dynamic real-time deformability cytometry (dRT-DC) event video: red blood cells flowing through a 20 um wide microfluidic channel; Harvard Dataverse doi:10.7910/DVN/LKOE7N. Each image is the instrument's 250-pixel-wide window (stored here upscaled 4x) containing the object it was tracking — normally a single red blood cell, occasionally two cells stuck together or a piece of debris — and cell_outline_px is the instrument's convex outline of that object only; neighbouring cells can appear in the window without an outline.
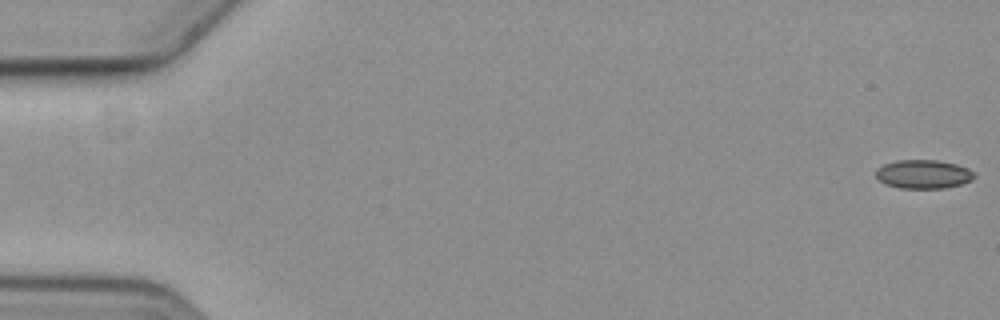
{"species": "common noctule bat (a hibernating species)", "species_latin": "Nyctalus noctula", "temperature_condition": "cold", "stored_images_in_passage": 14, "camera_frame_rate_fps": 3000, "um_per_image_px": 0.085, "animal": {"sex": "female", "body_mass_g": 19.3, "forearm_length_mm": 54.1}, "frame": {"image": 1, "passage_image": 1, "time_ms": 0.0, "image_size_px": [1000, 320], "cell_outline_px": [[976, 176], [972, 180], [960, 184], [944, 188], [900, 188], [888, 184], [880, 180], [876, 176], [876, 168], [884, 164], [896, 160], [936, 160], [956, 164], [968, 168], [976, 172]], "centroid_in_image_um": [78.52, 14.79], "position_along_channel_um": 6.5, "area_um2": 16.47}}